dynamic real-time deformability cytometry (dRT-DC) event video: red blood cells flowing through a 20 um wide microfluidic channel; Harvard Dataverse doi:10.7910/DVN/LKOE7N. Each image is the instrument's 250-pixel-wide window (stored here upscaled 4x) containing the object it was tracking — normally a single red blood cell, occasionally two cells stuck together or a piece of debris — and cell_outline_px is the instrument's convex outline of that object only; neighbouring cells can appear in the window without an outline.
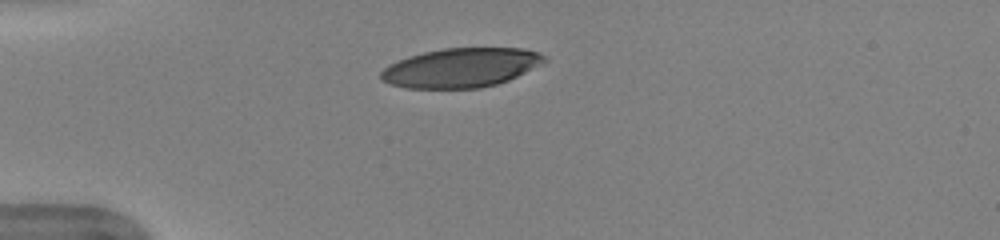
{"species": "human", "species_latin": "Homo sapiens", "temperature_condition": "warm", "stored_images_in_passage": 38, "camera_frame_rate_fps": 3000, "um_per_image_px": 0.085, "donor": {"sex": "female"}, "frame": {"image": 1, "passage_image": 1, "time_ms": 0.0, "image_size_px": [1000, 240], "cell_outline_px": [[548, 60], [508, 80], [496, 84], [480, 88], [408, 88], [392, 84], [380, 80], [380, 72], [388, 64], [408, 56], [424, 52], [444, 48], [524, 48], [540, 52]], "centroid_in_image_um": [39.16, 5.75], "position_along_channel_um": 45.8, "area_um2": 37.28}}
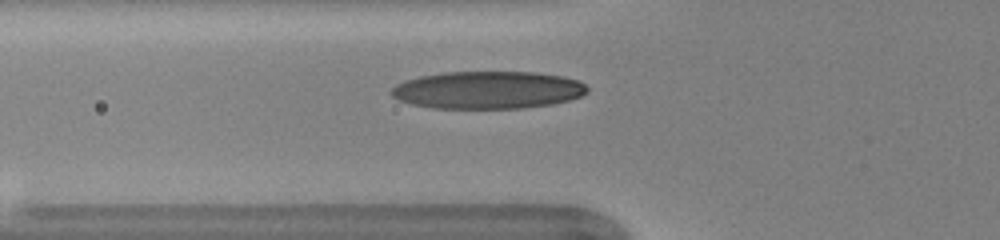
{"frame": {"image": 2, "passage_image": 6, "time_ms": 1.667, "image_size_px": [1000, 240], "cell_outline_px": [[588, 92], [580, 96], [568, 100], [552, 104], [520, 108], [432, 108], [412, 104], [400, 100], [392, 96], [392, 88], [396, 84], [404, 80], [420, 76], [444, 72], [536, 72], [564, 76], [576, 80], [584, 84], [588, 88]], "centroid_in_image_um": [41.46, 7.64], "position_along_channel_um": 84.3, "area_um2": 42.83}}
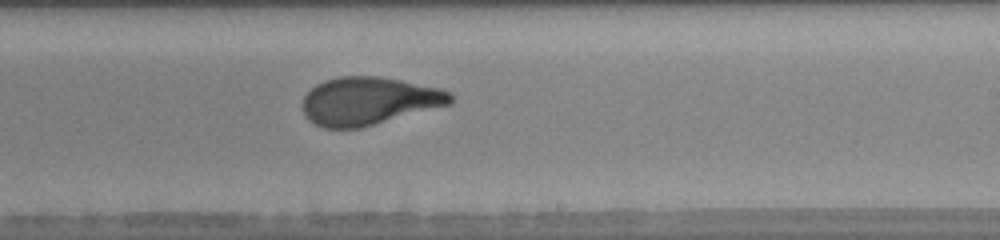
{"frame": {"image": 3, "passage_image": 19, "time_ms": 6.0, "image_size_px": [1000, 240], "cell_outline_px": [[452, 104], [360, 128], [324, 128], [308, 120], [304, 112], [304, 96], [316, 84], [324, 80], [340, 76], [380, 76], [440, 88], [452, 92]], "centroid_in_image_um": [31.37, 8.58], "position_along_channel_um": 257.6, "area_um2": 41.21}, "authors_computed_cell_mechanics": {"area_um2": 41.1247, "velocity_mm_per_s": 3.9765, "shape_relaxation_time_tau1_ms": 4.1555, "shape_relaxation_time_tau2_ms": 0.8594, "deformation_change_tau1": 0.2144, "deformation_change_tau2": 0.08}}